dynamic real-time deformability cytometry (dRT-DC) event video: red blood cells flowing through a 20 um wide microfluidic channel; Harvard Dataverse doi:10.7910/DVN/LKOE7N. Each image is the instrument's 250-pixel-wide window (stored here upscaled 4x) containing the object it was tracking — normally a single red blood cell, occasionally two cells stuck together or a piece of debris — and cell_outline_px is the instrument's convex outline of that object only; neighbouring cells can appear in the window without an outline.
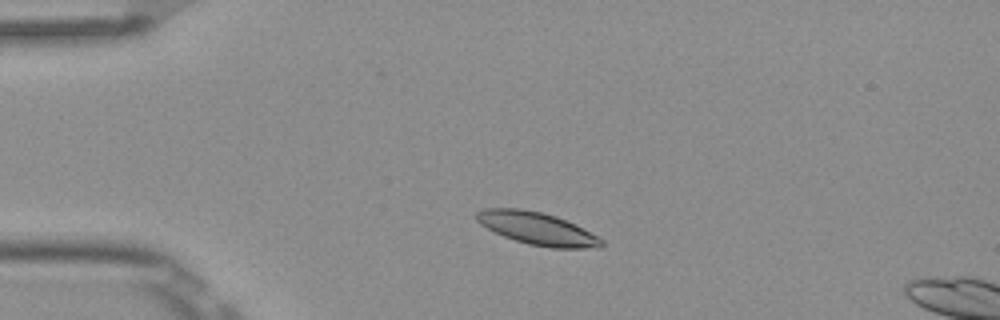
{"species": "Egyptian fruit bat (a non-hibernating species)", "species_latin": "Rousettus aegyptiacus", "temperature_condition": "room temperature", "stored_images_in_passage": 5, "camera_frame_rate_fps": 3000, "um_per_image_px": 0.085, "frame": {"image": 1, "passage_image": 3, "time_ms": 0.667, "image_size_px": [1000, 320], "cell_outline_px": [[604, 244], [596, 248], [552, 248], [528, 244], [504, 236], [480, 224], [476, 220], [476, 212], [484, 208], [520, 208], [544, 212], [556, 216], [604, 240]], "centroid_in_image_um": [45.62, 19.41], "position_along_channel_um": 39.4, "area_um2": 23.35}}